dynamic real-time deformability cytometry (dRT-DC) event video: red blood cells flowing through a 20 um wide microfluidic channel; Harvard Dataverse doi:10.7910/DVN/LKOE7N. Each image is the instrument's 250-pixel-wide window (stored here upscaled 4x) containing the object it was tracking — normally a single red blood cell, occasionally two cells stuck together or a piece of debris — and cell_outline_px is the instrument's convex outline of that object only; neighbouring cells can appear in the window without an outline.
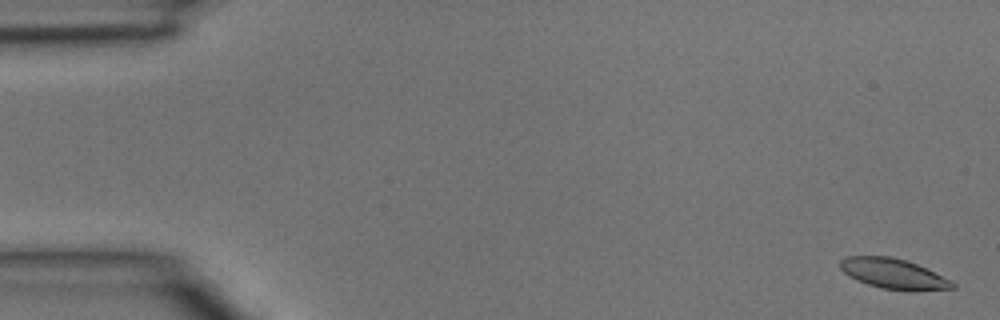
{"species": "common noctule bat (a hibernating species)", "species_latin": "Nyctalus noctula", "temperature_condition": "room temperature", "stored_images_in_passage": 4, "camera_frame_rate_fps": 3000, "um_per_image_px": 0.085, "animal": {"sex": "male", "body_mass_g": 15.6}, "frame": {"image": 1, "passage_image": 1, "time_ms": 0.0, "image_size_px": [1000, 320], "cell_outline_px": [[956, 288], [916, 292], [912, 292], [880, 288], [856, 280], [848, 276], [840, 268], [840, 260], [844, 256], [892, 256], [916, 264], [952, 280], [956, 284]], "centroid_in_image_um": [75.97, 23.29], "position_along_channel_um": 9.0, "area_um2": 20.11}}
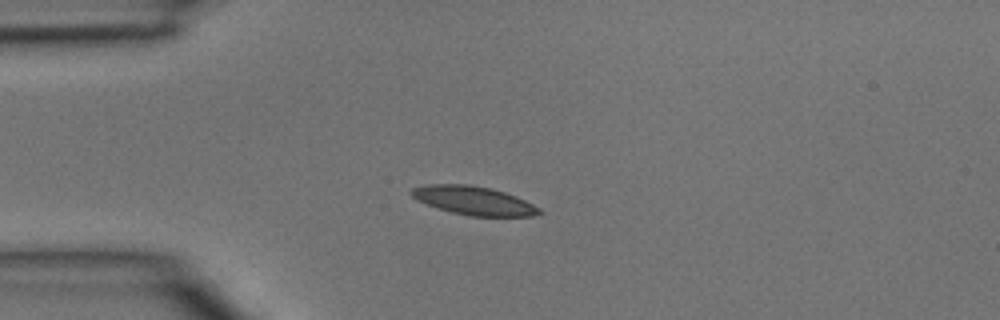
{"frame": {"image": 2, "passage_image": 4, "time_ms": 1.0, "image_size_px": [1000, 320], "cell_outline_px": [[544, 212], [532, 216], [468, 216], [452, 212], [416, 200], [408, 192], [412, 188], [424, 184], [468, 184], [492, 188], [516, 196], [540, 208]], "centroid_in_image_um": [40.25, 17.04], "position_along_channel_um": 44.7, "area_um2": 21.33}}